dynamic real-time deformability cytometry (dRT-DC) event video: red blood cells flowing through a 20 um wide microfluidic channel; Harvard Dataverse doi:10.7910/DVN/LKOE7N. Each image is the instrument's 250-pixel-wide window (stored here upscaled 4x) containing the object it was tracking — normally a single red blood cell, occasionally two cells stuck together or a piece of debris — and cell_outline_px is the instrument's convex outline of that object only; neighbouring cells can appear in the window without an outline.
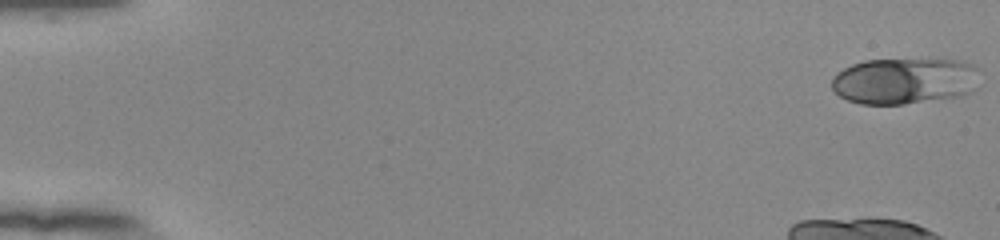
{"species": "human", "species_latin": "Homo sapiens", "temperature_condition": "room temperature", "stored_images_in_passage": 41, "camera_frame_rate_fps": 3000, "um_per_image_px": 0.085, "donor": {"sex": "female"}, "frame": {"image": 1, "passage_image": 1, "time_ms": 0.0, "image_size_px": [1000, 240], "cell_outline_px": [[976, 88], [972, 92], [964, 96], [904, 104], [860, 104], [848, 100], [840, 96], [832, 88], [832, 76], [844, 68], [852, 64], [864, 60], [964, 60], [976, 64]], "centroid_in_image_um": [76.9, 6.88], "position_along_channel_um": 8.1, "area_um2": 40.11}}